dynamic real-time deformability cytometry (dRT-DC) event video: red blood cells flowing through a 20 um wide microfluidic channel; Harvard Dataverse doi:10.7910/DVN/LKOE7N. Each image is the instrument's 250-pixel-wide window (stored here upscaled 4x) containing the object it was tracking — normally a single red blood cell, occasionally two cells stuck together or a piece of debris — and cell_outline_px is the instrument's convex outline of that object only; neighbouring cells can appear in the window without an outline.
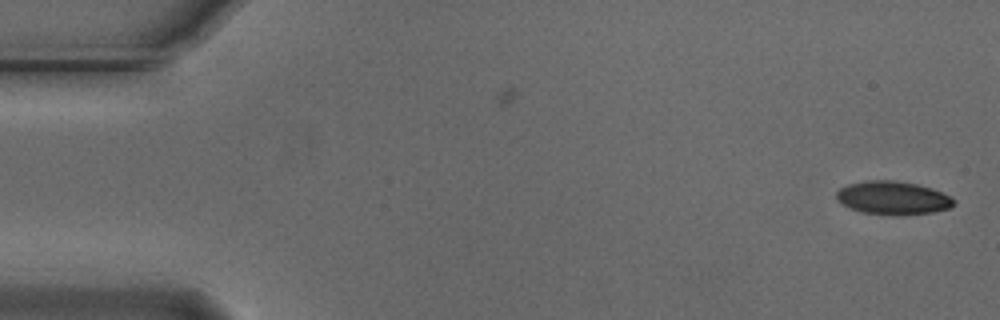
{"species": "Egyptian fruit bat (a non-hibernating species)", "species_latin": "Rousettus aegyptiacus", "temperature_condition": "cold", "stored_images_in_passage": 10, "camera_frame_rate_fps": 3000, "um_per_image_px": 0.085, "animal": {"sex": "male"}, "frame": {"image": 1, "passage_image": 1, "time_ms": 0.0, "image_size_px": [1000, 320], "cell_outline_px": [[956, 204], [948, 208], [932, 212], [900, 216], [896, 216], [860, 212], [840, 204], [836, 200], [836, 192], [840, 188], [848, 184], [868, 180], [892, 180], [916, 184], [952, 196], [956, 200]], "centroid_in_image_um": [75.86, 16.84], "position_along_channel_um": 9.1, "area_um2": 23.0}}